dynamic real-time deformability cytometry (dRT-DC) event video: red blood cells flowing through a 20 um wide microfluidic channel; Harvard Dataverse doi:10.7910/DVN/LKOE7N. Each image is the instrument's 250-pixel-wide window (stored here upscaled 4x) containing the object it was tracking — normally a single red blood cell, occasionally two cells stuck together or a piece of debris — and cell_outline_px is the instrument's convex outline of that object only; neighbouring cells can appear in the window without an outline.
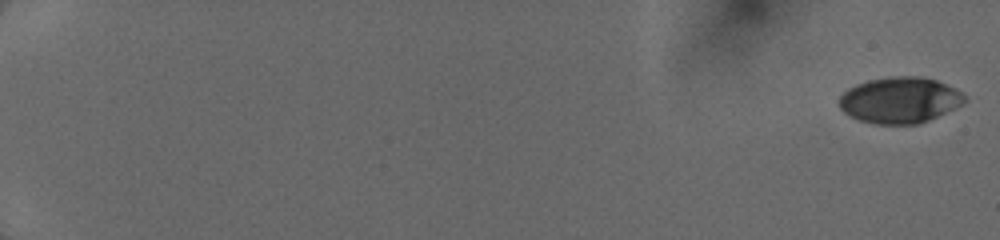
{"species": "human", "species_latin": "Homo sapiens", "temperature_condition": "cold", "stored_images_in_passage": 56, "camera_frame_rate_fps": 3000, "um_per_image_px": 0.085, "donor": {"sex": "female"}, "frame": {"image": 1, "passage_image": 1, "time_ms": 0.0, "image_size_px": [1000, 240], "cell_outline_px": [[964, 104], [928, 120], [916, 124], [876, 124], [860, 120], [848, 116], [840, 108], [840, 96], [848, 88], [856, 84], [868, 80], [888, 76], [920, 76], [936, 80], [960, 92], [964, 96]], "centroid_in_image_um": [76.44, 8.51], "position_along_channel_um": 8.6, "area_um2": 33.47}}
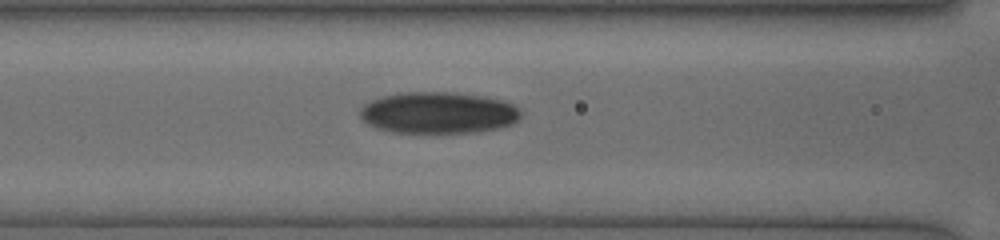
{"frame": {"image": 2, "passage_image": 48, "time_ms": 8.333, "image_size_px": [1000, 240], "cell_outline_px": [[524, 112], [520, 120], [512, 124], [500, 128], [472, 132], [392, 132], [376, 128], [368, 124], [360, 116], [360, 108], [364, 104], [372, 100], [384, 96], [400, 92], [456, 92], [484, 96], [504, 100], [520, 108]], "centroid_in_image_um": [37.31, 9.57], "position_along_channel_um": 129.3, "area_um2": 39.25}}
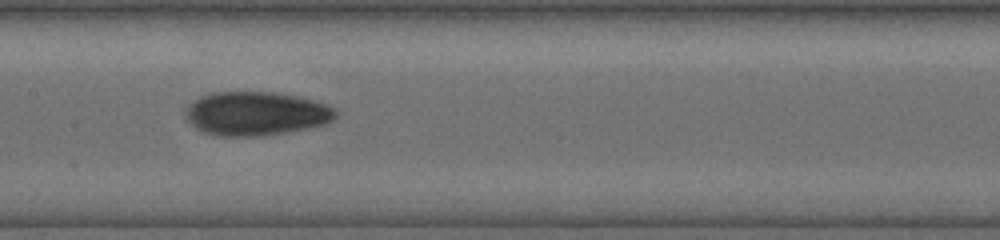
{"frame": {"image": 3, "passage_image": 55, "time_ms": 9.667, "image_size_px": [1000, 240], "cell_outline_px": [[336, 120], [328, 124], [288, 132], [260, 136], [216, 136], [204, 132], [196, 128], [184, 120], [184, 116], [188, 104], [200, 96], [212, 92], [276, 92], [300, 96], [316, 100], [336, 108]], "centroid_in_image_um": [21.78, 9.65], "position_along_channel_um": 185.6, "area_um2": 39.07}}